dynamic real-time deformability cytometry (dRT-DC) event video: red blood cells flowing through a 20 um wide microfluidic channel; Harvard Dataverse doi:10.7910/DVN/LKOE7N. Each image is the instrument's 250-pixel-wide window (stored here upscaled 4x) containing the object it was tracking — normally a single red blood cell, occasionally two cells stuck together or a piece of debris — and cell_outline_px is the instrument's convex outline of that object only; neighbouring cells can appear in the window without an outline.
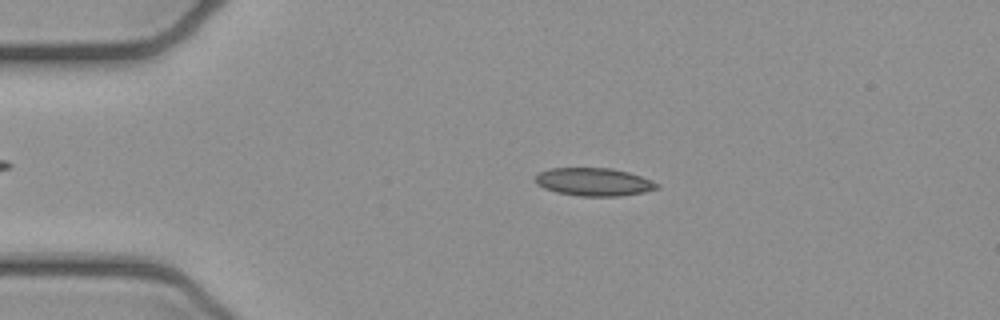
{"species": "common noctule bat (a hibernating species)", "species_latin": "Nyctalus noctula", "temperature_condition": "cold", "stored_images_in_passage": 2, "camera_frame_rate_fps": 3000, "um_per_image_px": 0.085, "animal": {"sex": "female", "body_mass_g": 21.9}, "frame": {"image": 1, "passage_image": 1, "time_ms": 0.0, "image_size_px": [1000, 320], "cell_outline_px": [[660, 188], [644, 192], [620, 196], [580, 196], [556, 192], [544, 188], [536, 184], [532, 180], [540, 172], [548, 168], [612, 168], [628, 172], [652, 180], [660, 184]], "centroid_in_image_um": [50.47, 15.46], "position_along_channel_um": 34.5, "area_um2": 20.0}}